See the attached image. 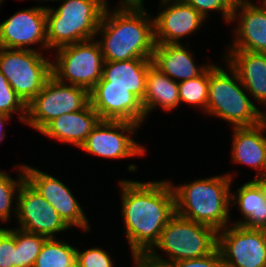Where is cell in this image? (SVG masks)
I'll use <instances>...</instances> for the list:
<instances>
[{
	"instance_id": "34",
	"label": "cell",
	"mask_w": 266,
	"mask_h": 267,
	"mask_svg": "<svg viewBox=\"0 0 266 267\" xmlns=\"http://www.w3.org/2000/svg\"><path fill=\"white\" fill-rule=\"evenodd\" d=\"M106 8H109L111 2L109 3L110 0H102ZM118 4H115L116 7H121V8H126V7H145L144 6V1L143 0H118Z\"/></svg>"
},
{
	"instance_id": "21",
	"label": "cell",
	"mask_w": 266,
	"mask_h": 267,
	"mask_svg": "<svg viewBox=\"0 0 266 267\" xmlns=\"http://www.w3.org/2000/svg\"><path fill=\"white\" fill-rule=\"evenodd\" d=\"M190 44L155 43L152 63L172 80L180 83L199 76L211 63L195 64Z\"/></svg>"
},
{
	"instance_id": "8",
	"label": "cell",
	"mask_w": 266,
	"mask_h": 267,
	"mask_svg": "<svg viewBox=\"0 0 266 267\" xmlns=\"http://www.w3.org/2000/svg\"><path fill=\"white\" fill-rule=\"evenodd\" d=\"M52 56V76L59 82L90 91L102 77L104 58L95 39L60 47Z\"/></svg>"
},
{
	"instance_id": "9",
	"label": "cell",
	"mask_w": 266,
	"mask_h": 267,
	"mask_svg": "<svg viewBox=\"0 0 266 267\" xmlns=\"http://www.w3.org/2000/svg\"><path fill=\"white\" fill-rule=\"evenodd\" d=\"M89 103L88 90L59 82L51 76L42 90L28 103L24 124L39 132L52 119L80 111Z\"/></svg>"
},
{
	"instance_id": "19",
	"label": "cell",
	"mask_w": 266,
	"mask_h": 267,
	"mask_svg": "<svg viewBox=\"0 0 266 267\" xmlns=\"http://www.w3.org/2000/svg\"><path fill=\"white\" fill-rule=\"evenodd\" d=\"M230 191V207L236 206L242 218L232 221L233 225L266 230V179L244 182L235 191Z\"/></svg>"
},
{
	"instance_id": "7",
	"label": "cell",
	"mask_w": 266,
	"mask_h": 267,
	"mask_svg": "<svg viewBox=\"0 0 266 267\" xmlns=\"http://www.w3.org/2000/svg\"><path fill=\"white\" fill-rule=\"evenodd\" d=\"M46 55L36 50L0 47V72L26 105L52 76V59Z\"/></svg>"
},
{
	"instance_id": "40",
	"label": "cell",
	"mask_w": 266,
	"mask_h": 267,
	"mask_svg": "<svg viewBox=\"0 0 266 267\" xmlns=\"http://www.w3.org/2000/svg\"><path fill=\"white\" fill-rule=\"evenodd\" d=\"M3 3H4V2L0 0V10H1V8H2L1 6H2Z\"/></svg>"
},
{
	"instance_id": "29",
	"label": "cell",
	"mask_w": 266,
	"mask_h": 267,
	"mask_svg": "<svg viewBox=\"0 0 266 267\" xmlns=\"http://www.w3.org/2000/svg\"><path fill=\"white\" fill-rule=\"evenodd\" d=\"M0 113L13 116L18 114V121L25 123L27 116V105L20 99L8 80L0 72Z\"/></svg>"
},
{
	"instance_id": "28",
	"label": "cell",
	"mask_w": 266,
	"mask_h": 267,
	"mask_svg": "<svg viewBox=\"0 0 266 267\" xmlns=\"http://www.w3.org/2000/svg\"><path fill=\"white\" fill-rule=\"evenodd\" d=\"M47 238L16 227L15 267H33Z\"/></svg>"
},
{
	"instance_id": "37",
	"label": "cell",
	"mask_w": 266,
	"mask_h": 267,
	"mask_svg": "<svg viewBox=\"0 0 266 267\" xmlns=\"http://www.w3.org/2000/svg\"><path fill=\"white\" fill-rule=\"evenodd\" d=\"M133 259V267H162V266H157V265H154L150 262H147L144 258H132Z\"/></svg>"
},
{
	"instance_id": "10",
	"label": "cell",
	"mask_w": 266,
	"mask_h": 267,
	"mask_svg": "<svg viewBox=\"0 0 266 267\" xmlns=\"http://www.w3.org/2000/svg\"><path fill=\"white\" fill-rule=\"evenodd\" d=\"M140 127L127 121L100 120L79 150L111 161L143 157L148 154L146 146L134 140Z\"/></svg>"
},
{
	"instance_id": "3",
	"label": "cell",
	"mask_w": 266,
	"mask_h": 267,
	"mask_svg": "<svg viewBox=\"0 0 266 267\" xmlns=\"http://www.w3.org/2000/svg\"><path fill=\"white\" fill-rule=\"evenodd\" d=\"M234 176L233 172H225L177 185L169 178L175 196V213L217 232L224 229L231 224L230 191Z\"/></svg>"
},
{
	"instance_id": "33",
	"label": "cell",
	"mask_w": 266,
	"mask_h": 267,
	"mask_svg": "<svg viewBox=\"0 0 266 267\" xmlns=\"http://www.w3.org/2000/svg\"><path fill=\"white\" fill-rule=\"evenodd\" d=\"M166 267H224V265L221 253L217 248L214 252L206 256L174 261Z\"/></svg>"
},
{
	"instance_id": "18",
	"label": "cell",
	"mask_w": 266,
	"mask_h": 267,
	"mask_svg": "<svg viewBox=\"0 0 266 267\" xmlns=\"http://www.w3.org/2000/svg\"><path fill=\"white\" fill-rule=\"evenodd\" d=\"M231 162L256 170L253 179H266V130L258 125L231 127Z\"/></svg>"
},
{
	"instance_id": "30",
	"label": "cell",
	"mask_w": 266,
	"mask_h": 267,
	"mask_svg": "<svg viewBox=\"0 0 266 267\" xmlns=\"http://www.w3.org/2000/svg\"><path fill=\"white\" fill-rule=\"evenodd\" d=\"M112 259L110 252L101 246L83 250L76 247V267H116Z\"/></svg>"
},
{
	"instance_id": "38",
	"label": "cell",
	"mask_w": 266,
	"mask_h": 267,
	"mask_svg": "<svg viewBox=\"0 0 266 267\" xmlns=\"http://www.w3.org/2000/svg\"><path fill=\"white\" fill-rule=\"evenodd\" d=\"M1 1L4 2L5 0H1ZM21 1H22V0H21ZM33 1H34V0H33ZM35 1H37V2L39 1V2H41V3H42V2H44V3L46 2V0H35Z\"/></svg>"
},
{
	"instance_id": "16",
	"label": "cell",
	"mask_w": 266,
	"mask_h": 267,
	"mask_svg": "<svg viewBox=\"0 0 266 267\" xmlns=\"http://www.w3.org/2000/svg\"><path fill=\"white\" fill-rule=\"evenodd\" d=\"M256 1V2H255ZM235 2L230 21L234 23L231 43L226 51L266 53V3L260 0Z\"/></svg>"
},
{
	"instance_id": "26",
	"label": "cell",
	"mask_w": 266,
	"mask_h": 267,
	"mask_svg": "<svg viewBox=\"0 0 266 267\" xmlns=\"http://www.w3.org/2000/svg\"><path fill=\"white\" fill-rule=\"evenodd\" d=\"M48 238L33 267H76V246L63 238Z\"/></svg>"
},
{
	"instance_id": "5",
	"label": "cell",
	"mask_w": 266,
	"mask_h": 267,
	"mask_svg": "<svg viewBox=\"0 0 266 267\" xmlns=\"http://www.w3.org/2000/svg\"><path fill=\"white\" fill-rule=\"evenodd\" d=\"M224 66L209 65L208 102L204 115L230 123V127H252L257 124L258 106L241 83L236 71ZM226 63V64H225Z\"/></svg>"
},
{
	"instance_id": "14",
	"label": "cell",
	"mask_w": 266,
	"mask_h": 267,
	"mask_svg": "<svg viewBox=\"0 0 266 267\" xmlns=\"http://www.w3.org/2000/svg\"><path fill=\"white\" fill-rule=\"evenodd\" d=\"M39 45L37 48L31 46ZM0 47L49 51L46 40V5L20 9L0 23Z\"/></svg>"
},
{
	"instance_id": "2",
	"label": "cell",
	"mask_w": 266,
	"mask_h": 267,
	"mask_svg": "<svg viewBox=\"0 0 266 267\" xmlns=\"http://www.w3.org/2000/svg\"><path fill=\"white\" fill-rule=\"evenodd\" d=\"M113 8L105 9L95 35L104 61L152 58L155 46L153 14L146 7L114 5Z\"/></svg>"
},
{
	"instance_id": "22",
	"label": "cell",
	"mask_w": 266,
	"mask_h": 267,
	"mask_svg": "<svg viewBox=\"0 0 266 267\" xmlns=\"http://www.w3.org/2000/svg\"><path fill=\"white\" fill-rule=\"evenodd\" d=\"M223 58L236 71L257 106L266 99V53L224 51Z\"/></svg>"
},
{
	"instance_id": "27",
	"label": "cell",
	"mask_w": 266,
	"mask_h": 267,
	"mask_svg": "<svg viewBox=\"0 0 266 267\" xmlns=\"http://www.w3.org/2000/svg\"><path fill=\"white\" fill-rule=\"evenodd\" d=\"M180 105H190L206 112L208 102L209 66L197 77L178 83Z\"/></svg>"
},
{
	"instance_id": "32",
	"label": "cell",
	"mask_w": 266,
	"mask_h": 267,
	"mask_svg": "<svg viewBox=\"0 0 266 267\" xmlns=\"http://www.w3.org/2000/svg\"><path fill=\"white\" fill-rule=\"evenodd\" d=\"M0 227V267H15L16 228Z\"/></svg>"
},
{
	"instance_id": "4",
	"label": "cell",
	"mask_w": 266,
	"mask_h": 267,
	"mask_svg": "<svg viewBox=\"0 0 266 267\" xmlns=\"http://www.w3.org/2000/svg\"><path fill=\"white\" fill-rule=\"evenodd\" d=\"M217 245L218 232L215 229L175 213L161 231L158 242L143 258L166 267L174 261L206 256L214 252Z\"/></svg>"
},
{
	"instance_id": "25",
	"label": "cell",
	"mask_w": 266,
	"mask_h": 267,
	"mask_svg": "<svg viewBox=\"0 0 266 267\" xmlns=\"http://www.w3.org/2000/svg\"><path fill=\"white\" fill-rule=\"evenodd\" d=\"M16 165V166H15ZM13 166L16 169V177H11V173L0 170V226L12 223L17 215V195L21 184L26 180L24 164L19 163Z\"/></svg>"
},
{
	"instance_id": "6",
	"label": "cell",
	"mask_w": 266,
	"mask_h": 267,
	"mask_svg": "<svg viewBox=\"0 0 266 267\" xmlns=\"http://www.w3.org/2000/svg\"><path fill=\"white\" fill-rule=\"evenodd\" d=\"M58 7L46 5L48 50L95 39L106 9L102 0H58Z\"/></svg>"
},
{
	"instance_id": "24",
	"label": "cell",
	"mask_w": 266,
	"mask_h": 267,
	"mask_svg": "<svg viewBox=\"0 0 266 267\" xmlns=\"http://www.w3.org/2000/svg\"><path fill=\"white\" fill-rule=\"evenodd\" d=\"M142 106L146 122L151 112H155L154 109L169 113L180 106L178 82L172 80L153 64L148 69Z\"/></svg>"
},
{
	"instance_id": "35",
	"label": "cell",
	"mask_w": 266,
	"mask_h": 267,
	"mask_svg": "<svg viewBox=\"0 0 266 267\" xmlns=\"http://www.w3.org/2000/svg\"><path fill=\"white\" fill-rule=\"evenodd\" d=\"M261 108L264 110H262ZM256 125L266 130V99L258 105Z\"/></svg>"
},
{
	"instance_id": "20",
	"label": "cell",
	"mask_w": 266,
	"mask_h": 267,
	"mask_svg": "<svg viewBox=\"0 0 266 267\" xmlns=\"http://www.w3.org/2000/svg\"><path fill=\"white\" fill-rule=\"evenodd\" d=\"M90 103L82 110L67 113L52 119L40 131L51 140L73 145L78 149L84 144L87 136L100 121Z\"/></svg>"
},
{
	"instance_id": "13",
	"label": "cell",
	"mask_w": 266,
	"mask_h": 267,
	"mask_svg": "<svg viewBox=\"0 0 266 267\" xmlns=\"http://www.w3.org/2000/svg\"><path fill=\"white\" fill-rule=\"evenodd\" d=\"M23 163L26 180L56 209L71 230L78 227L84 233L92 231L90 220L72 188L50 173Z\"/></svg>"
},
{
	"instance_id": "36",
	"label": "cell",
	"mask_w": 266,
	"mask_h": 267,
	"mask_svg": "<svg viewBox=\"0 0 266 267\" xmlns=\"http://www.w3.org/2000/svg\"><path fill=\"white\" fill-rule=\"evenodd\" d=\"M12 119H13V117H11L7 114L0 113V143H1V141L3 142L6 139V136H7L6 132L7 131H5L6 130L5 127H7L6 125H8V122Z\"/></svg>"
},
{
	"instance_id": "12",
	"label": "cell",
	"mask_w": 266,
	"mask_h": 267,
	"mask_svg": "<svg viewBox=\"0 0 266 267\" xmlns=\"http://www.w3.org/2000/svg\"><path fill=\"white\" fill-rule=\"evenodd\" d=\"M17 225L24 231L48 238H60L59 234L71 229L56 209L25 180L17 195Z\"/></svg>"
},
{
	"instance_id": "31",
	"label": "cell",
	"mask_w": 266,
	"mask_h": 267,
	"mask_svg": "<svg viewBox=\"0 0 266 267\" xmlns=\"http://www.w3.org/2000/svg\"><path fill=\"white\" fill-rule=\"evenodd\" d=\"M187 4L198 11L205 19H209V13L219 12L224 23L230 25L232 19L234 0H184Z\"/></svg>"
},
{
	"instance_id": "15",
	"label": "cell",
	"mask_w": 266,
	"mask_h": 267,
	"mask_svg": "<svg viewBox=\"0 0 266 267\" xmlns=\"http://www.w3.org/2000/svg\"><path fill=\"white\" fill-rule=\"evenodd\" d=\"M158 2V13L153 16L154 40L157 44H185L181 40L195 35L206 23L207 19L184 0Z\"/></svg>"
},
{
	"instance_id": "23",
	"label": "cell",
	"mask_w": 266,
	"mask_h": 267,
	"mask_svg": "<svg viewBox=\"0 0 266 267\" xmlns=\"http://www.w3.org/2000/svg\"><path fill=\"white\" fill-rule=\"evenodd\" d=\"M152 58H134L127 61H104L102 77L95 86H119L143 101L148 69Z\"/></svg>"
},
{
	"instance_id": "39",
	"label": "cell",
	"mask_w": 266,
	"mask_h": 267,
	"mask_svg": "<svg viewBox=\"0 0 266 267\" xmlns=\"http://www.w3.org/2000/svg\"><path fill=\"white\" fill-rule=\"evenodd\" d=\"M49 1L54 3L55 1H58V0H46V3H48Z\"/></svg>"
},
{
	"instance_id": "11",
	"label": "cell",
	"mask_w": 266,
	"mask_h": 267,
	"mask_svg": "<svg viewBox=\"0 0 266 267\" xmlns=\"http://www.w3.org/2000/svg\"><path fill=\"white\" fill-rule=\"evenodd\" d=\"M224 267H266V230L230 224L218 231Z\"/></svg>"
},
{
	"instance_id": "17",
	"label": "cell",
	"mask_w": 266,
	"mask_h": 267,
	"mask_svg": "<svg viewBox=\"0 0 266 267\" xmlns=\"http://www.w3.org/2000/svg\"><path fill=\"white\" fill-rule=\"evenodd\" d=\"M89 98L90 105L101 120L127 121L141 127L145 125L142 101L126 87L94 86L89 91Z\"/></svg>"
},
{
	"instance_id": "1",
	"label": "cell",
	"mask_w": 266,
	"mask_h": 267,
	"mask_svg": "<svg viewBox=\"0 0 266 267\" xmlns=\"http://www.w3.org/2000/svg\"><path fill=\"white\" fill-rule=\"evenodd\" d=\"M124 239L132 258H143L158 242L175 214V196L168 179H118Z\"/></svg>"
}]
</instances>
